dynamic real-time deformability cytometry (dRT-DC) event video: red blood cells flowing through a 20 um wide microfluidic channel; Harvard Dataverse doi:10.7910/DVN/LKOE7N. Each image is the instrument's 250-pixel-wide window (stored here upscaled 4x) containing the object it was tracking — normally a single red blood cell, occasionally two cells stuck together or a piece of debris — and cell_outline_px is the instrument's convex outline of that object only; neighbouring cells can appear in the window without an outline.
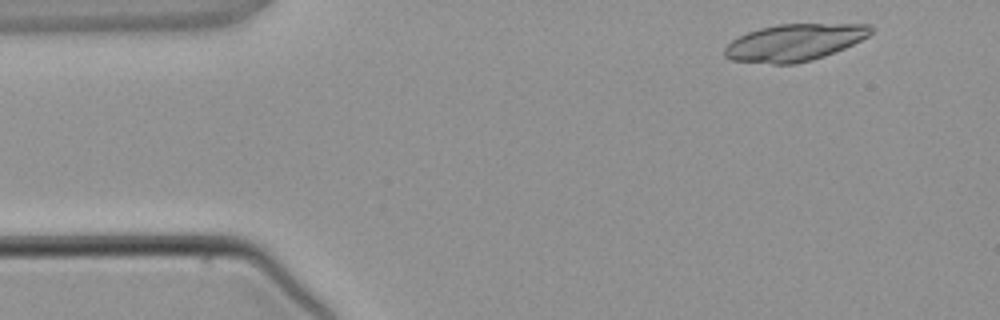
{"species": "common noctule bat (a hibernating species)", "species_latin": "Nyctalus noctula", "temperature_condition": "warm", "stored_images_in_passage": 3, "camera_frame_rate_fps": 3000, "um_per_image_px": 0.085, "animal": {"sex": "male", "body_mass_g": 21.5, "forearm_length_mm": 52.0}, "frame": {"image": 1, "passage_image": 1, "time_ms": 0.0, "image_size_px": [1000, 320], "cell_outline_px": [[872, 32], [868, 36], [844, 48], [824, 56], [812, 60], [796, 64], [772, 64], [732, 60], [724, 56], [724, 48], [732, 40], [748, 32], [760, 28], [780, 24], [872, 24]], "centroid_in_image_um": [67.52, 3.61], "position_along_channel_um": 17.5, "area_um2": 31.33}}